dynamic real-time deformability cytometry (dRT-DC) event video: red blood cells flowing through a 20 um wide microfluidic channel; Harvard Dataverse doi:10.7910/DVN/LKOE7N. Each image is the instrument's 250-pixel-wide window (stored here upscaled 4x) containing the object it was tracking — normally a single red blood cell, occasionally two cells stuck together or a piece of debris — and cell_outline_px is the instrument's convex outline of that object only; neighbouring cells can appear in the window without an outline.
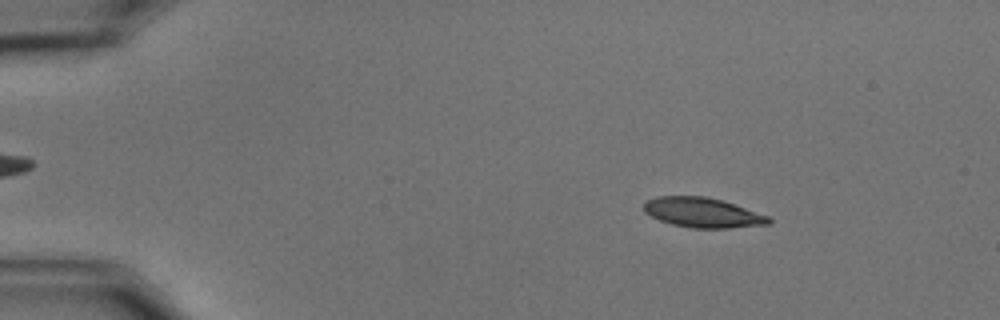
{"species": "common noctule bat (a hibernating species)", "species_latin": "Nyctalus noctula", "temperature_condition": "cold", "stored_images_in_passage": 56, "camera_frame_rate_fps": 3000, "um_per_image_px": 0.085, "animal": {"sex": "male", "body_mass_g": 15.6}, "frame": {"image": 1, "passage_image": 8, "time_ms": 2.333, "image_size_px": [1000, 320], "cell_outline_px": [[772, 224], [728, 228], [692, 228], [672, 224], [660, 220], [644, 212], [644, 200], [656, 196], [704, 196], [720, 200], [768, 216], [772, 220]], "centroid_in_image_um": [59.69, 18.07], "position_along_channel_um": 25.3, "area_um2": 21.56}}
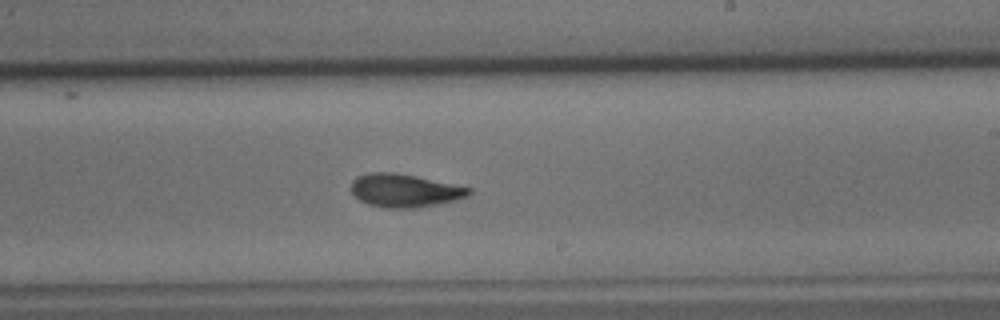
{"frame": {"image": 2, "passage_image": 34, "time_ms": 11.0, "image_size_px": [1000, 320], "cell_outline_px": [[472, 192], [468, 196], [456, 200], [416, 208], [384, 208], [368, 204], [360, 200], [352, 192], [352, 180], [356, 176], [372, 172], [392, 172], [416, 176], [472, 188]], "centroid_in_image_um": [34.4, 16.19], "position_along_channel_um": 254.6, "area_um2": 22.72}}
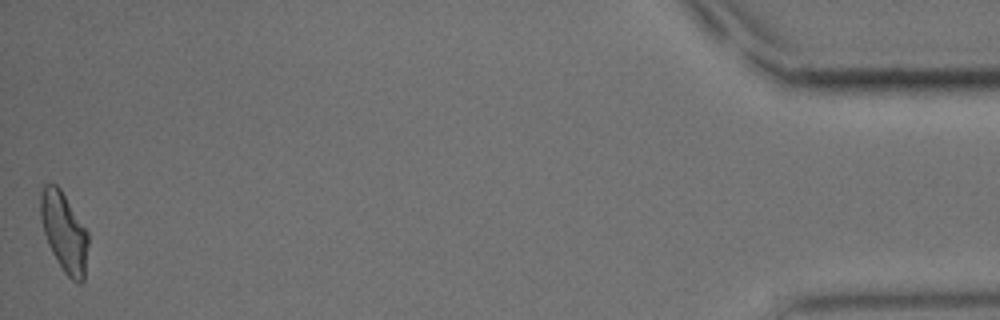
{"frame": {"image": 3, "passage_image": 56, "time_ms": 18.333, "image_size_px": [1000, 320], "cell_outline_px": [[88, 244], [84, 280], [80, 284], [72, 280], [64, 272], [56, 260], [48, 244], [44, 232], [40, 216], [40, 192], [44, 184], [56, 184], [60, 188], [88, 232]], "centroid_in_image_um": [5.44, 19.73], "position_along_channel_um": 429.8, "area_um2": 22.02}, "authors_computed_cell_mechanics": {"area_um2": 22.0796, "velocity_mm_per_s": 3.5582, "shape_relaxation_time_tau1_ms": 4.7081, "shape_relaxation_time_tau2_ms": 3.378, "deformation_change_tau1": 0.1406, "deformation_change_tau2": 0.09}}